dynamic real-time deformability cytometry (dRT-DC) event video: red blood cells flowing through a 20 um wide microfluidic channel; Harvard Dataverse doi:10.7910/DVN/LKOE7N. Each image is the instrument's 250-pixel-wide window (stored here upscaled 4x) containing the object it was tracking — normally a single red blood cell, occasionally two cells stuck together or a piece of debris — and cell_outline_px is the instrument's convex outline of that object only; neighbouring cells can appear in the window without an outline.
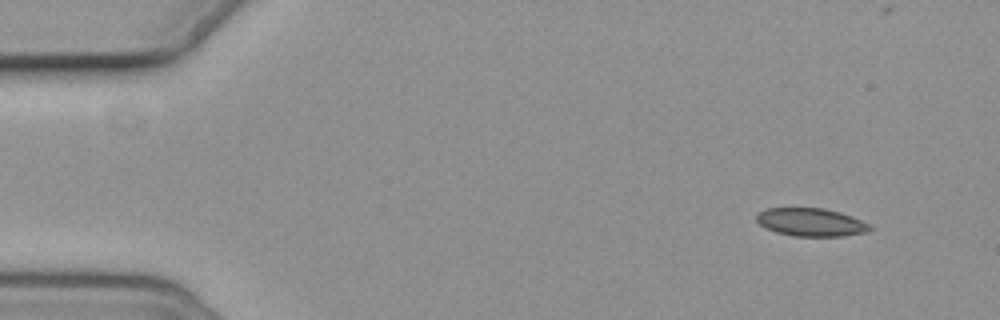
{"species": "common noctule bat (a hibernating species)", "species_latin": "Nyctalus noctula", "temperature_condition": "cold", "stored_images_in_passage": 9, "camera_frame_rate_fps": 3000, "um_per_image_px": 0.085, "animal": {"sex": "female", "body_mass_g": 19.3, "forearm_length_mm": 54.1}, "frame": {"image": 1, "passage_image": 1, "time_ms": 0.0, "image_size_px": [1000, 320], "cell_outline_px": [[872, 228], [864, 232], [844, 236], [792, 236], [776, 232], [760, 224], [756, 220], [756, 216], [760, 212], [768, 208], [824, 208], [840, 212], [852, 216], [868, 224]], "centroid_in_image_um": [68.92, 18.88], "position_along_channel_um": 16.1, "area_um2": 18.32}}
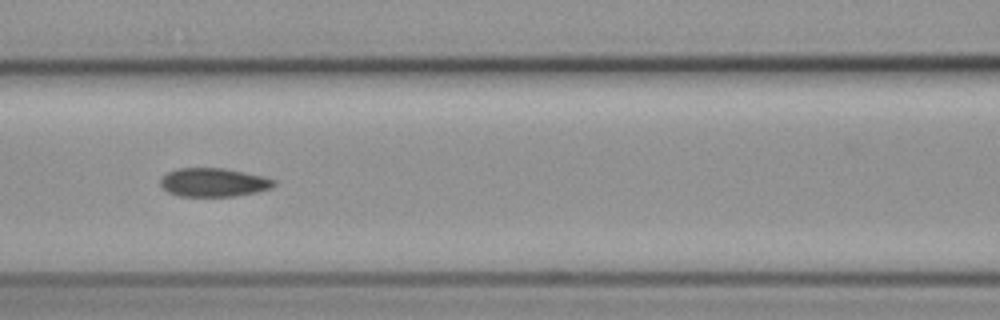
{"frame": {"image": 2, "passage_image": 7, "time_ms": 6.667, "image_size_px": [1000, 320], "cell_outline_px": [[276, 184], [268, 188], [256, 192], [236, 196], [180, 196], [168, 192], [160, 184], [160, 180], [168, 172], [176, 168], [224, 168], [244, 172], [276, 180]], "centroid_in_image_um": [18.13, 15.5], "position_along_channel_um": 148.5, "area_um2": 18.73}}
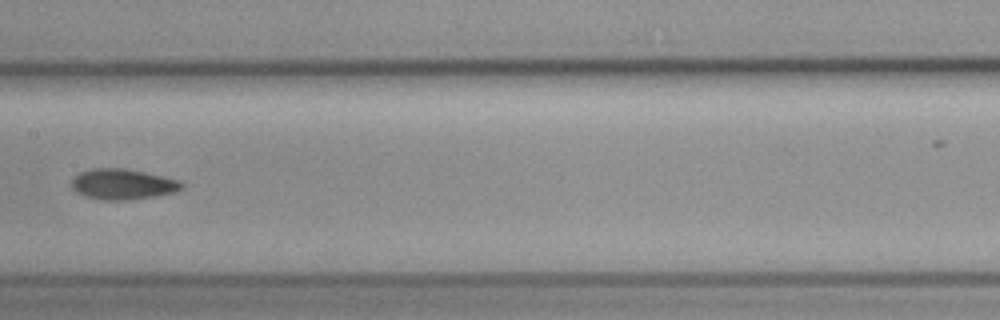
{"frame": {"image": 3, "passage_image": 8, "time_ms": 8.0, "image_size_px": [1000, 320], "cell_outline_px": [[184, 188], [176, 192], [156, 196], [124, 200], [100, 200], [84, 196], [76, 192], [72, 188], [72, 176], [80, 172], [92, 168], [124, 168], [144, 172], [180, 180], [184, 184]], "centroid_in_image_um": [10.42, 15.66], "position_along_channel_um": 197.0, "area_um2": 19.83}}